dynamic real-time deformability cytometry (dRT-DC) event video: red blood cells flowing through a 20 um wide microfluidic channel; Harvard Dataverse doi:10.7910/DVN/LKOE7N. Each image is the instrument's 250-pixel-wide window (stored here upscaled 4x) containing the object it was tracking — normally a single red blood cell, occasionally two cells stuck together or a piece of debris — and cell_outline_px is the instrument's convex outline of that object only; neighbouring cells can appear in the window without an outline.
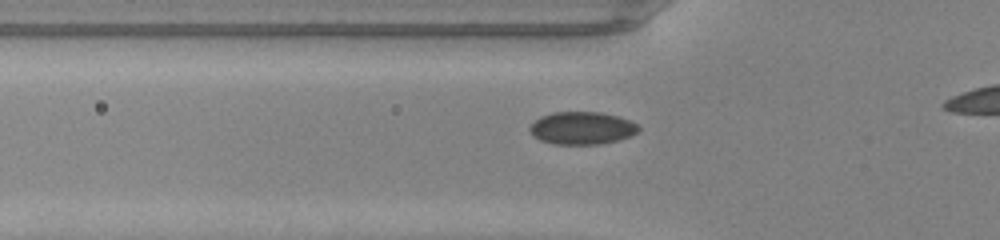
{"species": "common noctule bat (a hibernating species)", "species_latin": "Nyctalus noctula", "temperature_condition": "warm", "stored_images_in_passage": 36, "camera_frame_rate_fps": 3000, "um_per_image_px": 0.085, "animal": {"sex": "male", "body_mass_g": 20.0, "forearm_length_mm": 53.3}, "frame": {"image": 1, "passage_image": 11, "time_ms": 3.333, "image_size_px": [1000, 240], "cell_outline_px": [[640, 128], [632, 136], [600, 144], [552, 144], [540, 140], [528, 128], [540, 116], [552, 112], [600, 112], [620, 116], [636, 124]], "centroid_in_image_um": [49.47, 10.88], "position_along_channel_um": 76.3, "area_um2": 20.58}}
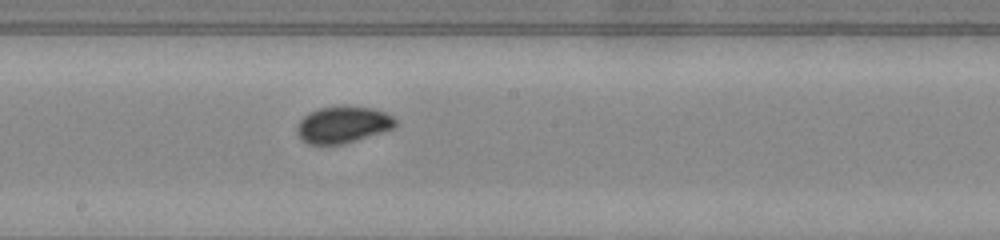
{"frame": {"image": 2, "passage_image": 21, "time_ms": 6.667, "image_size_px": [1000, 240], "cell_outline_px": [[396, 128], [384, 132], [344, 144], [308, 144], [296, 132], [296, 128], [300, 120], [308, 112], [320, 108], [340, 104], [344, 104], [372, 108], [384, 112], [392, 116], [396, 120]], "centroid_in_image_um": [29.17, 10.57], "position_along_channel_um": 219.0, "area_um2": 21.44}}
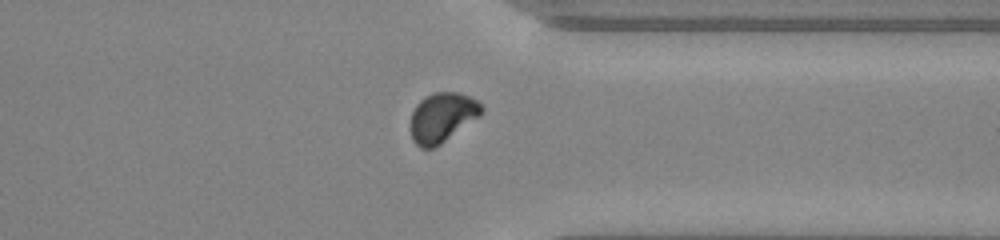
{"frame": {"image": 3, "passage_image": 32, "time_ms": 10.333, "image_size_px": [1000, 240], "cell_outline_px": [[484, 112], [480, 116], [440, 144], [432, 148], [420, 148], [412, 140], [408, 124], [412, 112], [416, 104], [424, 96], [436, 92], [456, 92], [468, 96], [484, 104]], "centroid_in_image_um": [37.56, 9.97], "position_along_channel_um": 373.8, "area_um2": 20.81}}